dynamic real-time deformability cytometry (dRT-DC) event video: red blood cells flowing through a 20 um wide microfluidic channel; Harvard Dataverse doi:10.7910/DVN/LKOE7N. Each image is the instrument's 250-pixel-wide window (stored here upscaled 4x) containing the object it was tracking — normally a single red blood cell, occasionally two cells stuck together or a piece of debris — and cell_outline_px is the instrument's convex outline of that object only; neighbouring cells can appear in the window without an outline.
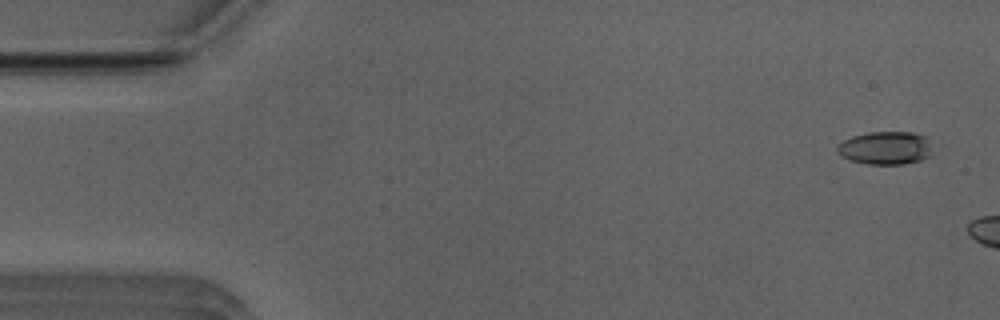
{"species": "Egyptian fruit bat (a non-hibernating species)", "species_latin": "Rousettus aegyptiacus", "temperature_condition": "room temperature", "stored_images_in_passage": 42, "camera_frame_rate_fps": 3000, "um_per_image_px": 0.085, "animal": {"sex": "male"}, "frame": {"image": 1, "passage_image": 2, "time_ms": 0.333, "image_size_px": [1000, 320], "cell_outline_px": [[940, 144], [928, 156], [920, 160], [904, 164], [868, 164], [852, 160], [836, 152], [836, 148], [844, 140], [852, 136], [868, 132], [912, 132], [928, 136]], "centroid_in_image_um": [75.42, 12.55], "position_along_channel_um": 9.6, "area_um2": 18.9}}
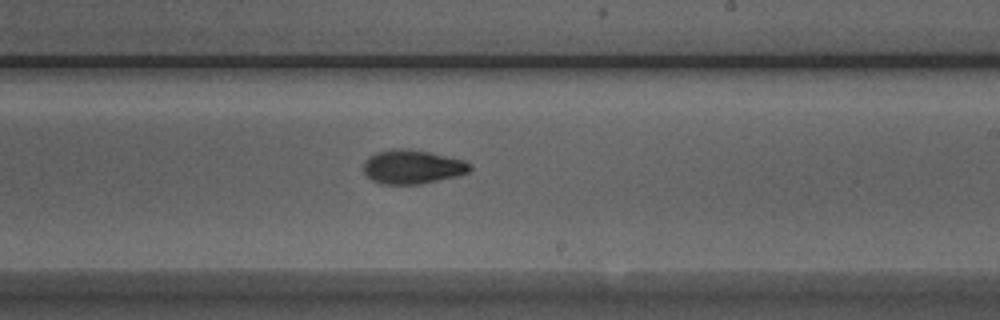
{"frame": {"image": 2, "passage_image": 30, "time_ms": 9.667, "image_size_px": [1000, 320], "cell_outline_px": [[472, 168], [468, 172], [456, 176], [420, 184], [380, 184], [372, 180], [364, 172], [364, 160], [368, 156], [376, 152], [392, 148], [408, 148], [428, 152], [464, 160], [472, 164]], "centroid_in_image_um": [35.03, 14.17], "position_along_channel_um": 254.0, "area_um2": 21.15}}
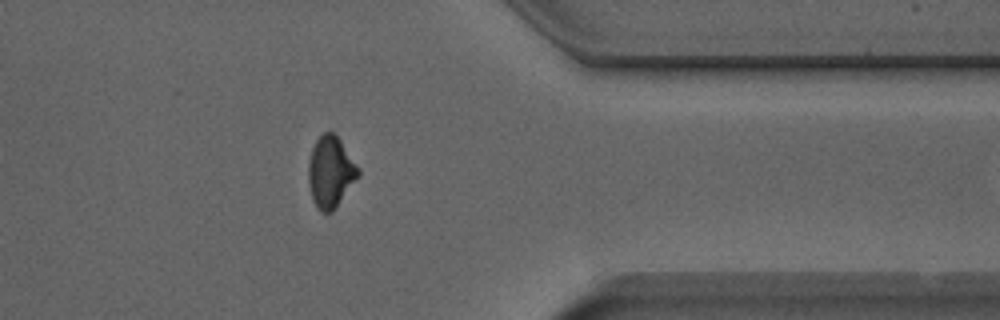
{"frame": {"image": 3, "passage_image": 41, "time_ms": 13.333, "image_size_px": [1000, 320], "cell_outline_px": [[360, 176], [332, 212], [320, 212], [316, 208], [312, 200], [308, 184], [308, 164], [312, 148], [316, 140], [324, 132], [332, 132], [340, 140], [360, 168]], "centroid_in_image_um": [28.1, 14.64], "position_along_channel_um": 383.3, "area_um2": 20.87}}